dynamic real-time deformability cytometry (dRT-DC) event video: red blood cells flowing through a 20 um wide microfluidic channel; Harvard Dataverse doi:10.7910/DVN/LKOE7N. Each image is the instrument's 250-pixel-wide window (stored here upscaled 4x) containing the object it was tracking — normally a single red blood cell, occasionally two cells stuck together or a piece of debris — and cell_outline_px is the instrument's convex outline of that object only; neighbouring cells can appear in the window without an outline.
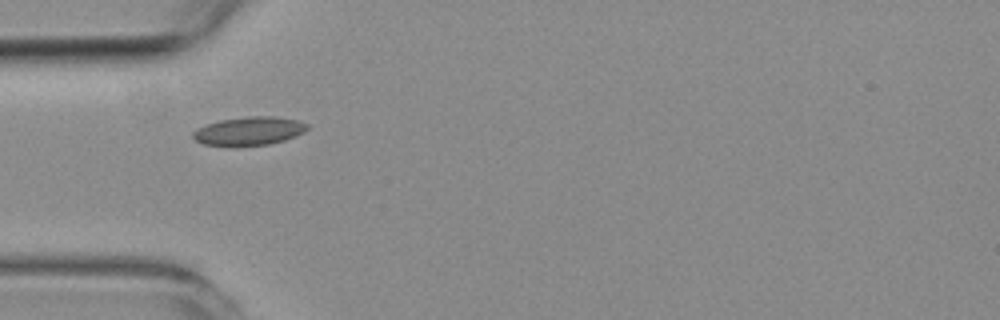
{"species": "common noctule bat (a hibernating species)", "species_latin": "Nyctalus noctula", "temperature_condition": "room temperature", "stored_images_in_passage": 39, "camera_frame_rate_fps": 3000, "um_per_image_px": 0.085, "animal": {"sex": "female", "body_mass_g": 19.3, "forearm_length_mm": 54.1}, "frame": {"image": 1, "passage_image": 1, "time_ms": 0.0, "image_size_px": [1000, 320], "cell_outline_px": [[308, 128], [304, 132], [296, 136], [284, 140], [268, 144], [204, 144], [196, 140], [192, 136], [192, 132], [196, 128], [204, 124], [220, 120], [248, 116], [276, 116], [300, 120], [308, 124]], "centroid_in_image_um": [21.2, 11.09], "position_along_channel_um": 63.8, "area_um2": 18.67}}
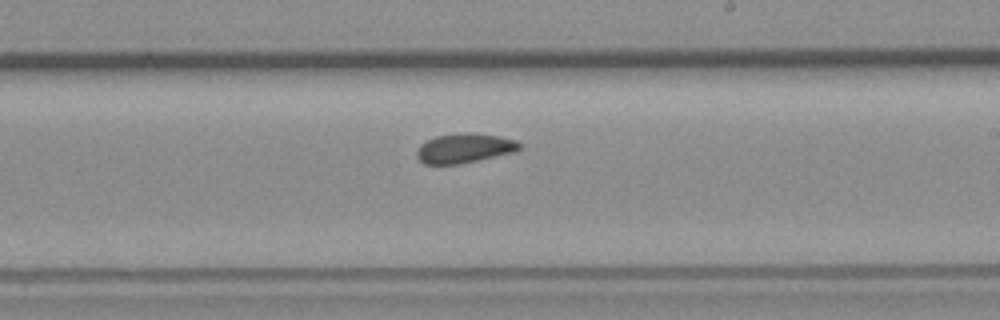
{"frame": {"image": 2, "passage_image": 16, "time_ms": 5.0, "image_size_px": [1000, 320], "cell_outline_px": [[520, 148], [516, 152], [460, 164], [424, 164], [416, 156], [416, 152], [420, 144], [436, 136], [464, 132], [476, 132], [500, 136], [516, 140], [520, 144]], "centroid_in_image_um": [39.49, 12.59], "position_along_channel_um": 249.5, "area_um2": 17.86}}
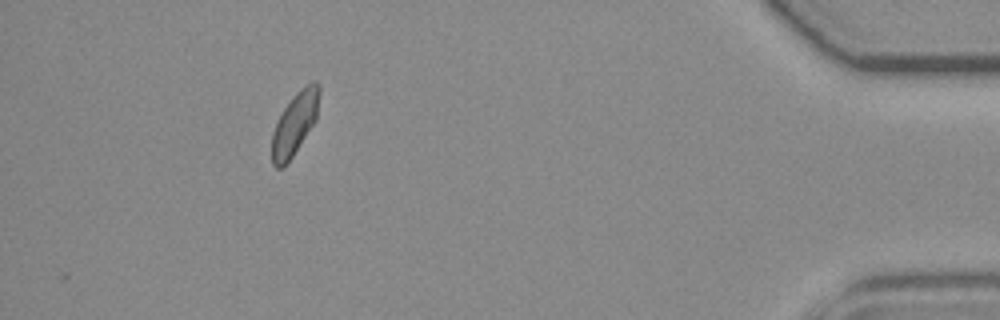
{"frame": {"image": 3, "passage_image": 34, "time_ms": 11.0, "image_size_px": [1000, 320], "cell_outline_px": [[320, 92], [316, 120], [292, 156], [280, 168], [276, 168], [272, 164], [272, 132], [284, 108], [292, 96], [300, 88], [312, 80], [316, 80], [320, 84]], "centroid_in_image_um": [25.08, 10.43], "position_along_channel_um": 410.1, "area_um2": 17.11}, "authors_computed_cell_mechanics": {"area_um2": 17.4556, "velocity_mm_per_s": 3.7257, "shape_relaxation_time_tau1_ms": 7.5241, "shape_relaxation_time_tau2_ms": null, "deformation_change_tau1": 0.114, "deformation_change_tau2": null}}